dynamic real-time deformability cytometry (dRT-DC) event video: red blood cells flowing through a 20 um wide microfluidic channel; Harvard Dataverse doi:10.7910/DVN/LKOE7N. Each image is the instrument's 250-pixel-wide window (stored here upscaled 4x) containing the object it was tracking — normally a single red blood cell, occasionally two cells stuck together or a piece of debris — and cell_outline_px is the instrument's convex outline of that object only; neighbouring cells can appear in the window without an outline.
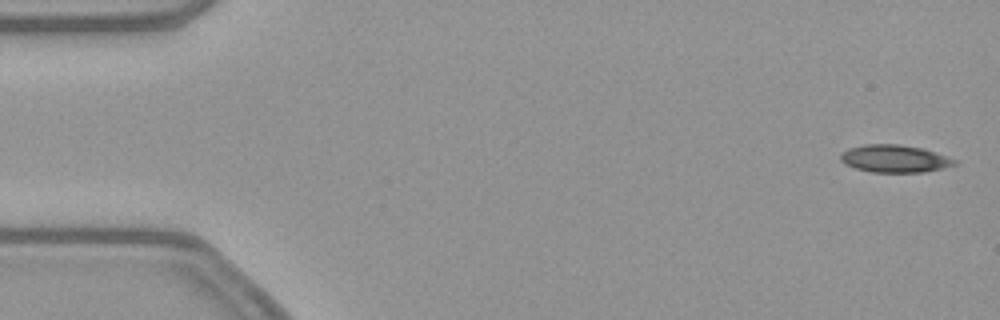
{"species": "common noctule bat (a hibernating species)", "species_latin": "Nyctalus noctula", "temperature_condition": "warm", "stored_images_in_passage": 53, "camera_frame_rate_fps": 3000, "um_per_image_px": 0.085, "animal": {"sex": "female", "body_mass_g": 21.9}, "frame": {"image": 1, "passage_image": 2, "time_ms": 0.333, "image_size_px": [1000, 320], "cell_outline_px": [[960, 164], [944, 168], [924, 172], [872, 172], [856, 168], [844, 164], [840, 160], [840, 152], [848, 148], [864, 144], [900, 144], [924, 148], [956, 160]], "centroid_in_image_um": [76.04, 13.48], "position_along_channel_um": 9.0, "area_um2": 18.5}}
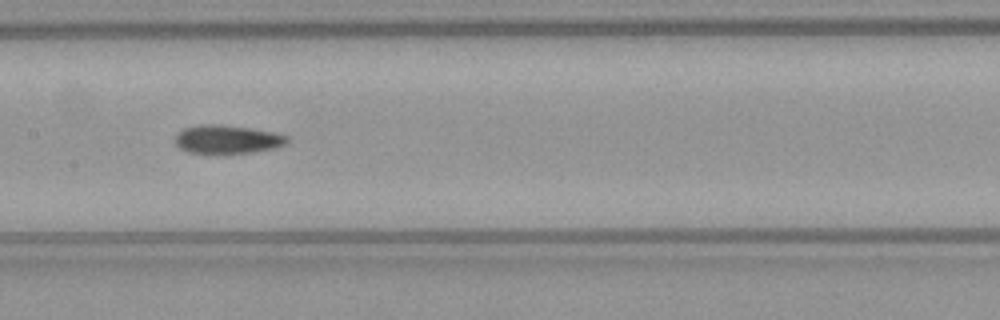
{"frame": {"image": 2, "passage_image": 26, "time_ms": 8.333, "image_size_px": [1000, 320], "cell_outline_px": [[288, 140], [284, 144], [276, 148], [252, 152], [188, 152], [180, 148], [176, 144], [176, 132], [184, 128], [196, 124], [220, 124], [252, 128], [272, 132], [288, 136]], "centroid_in_image_um": [19.3, 11.81], "position_along_channel_um": 188.1, "area_um2": 18.38}}
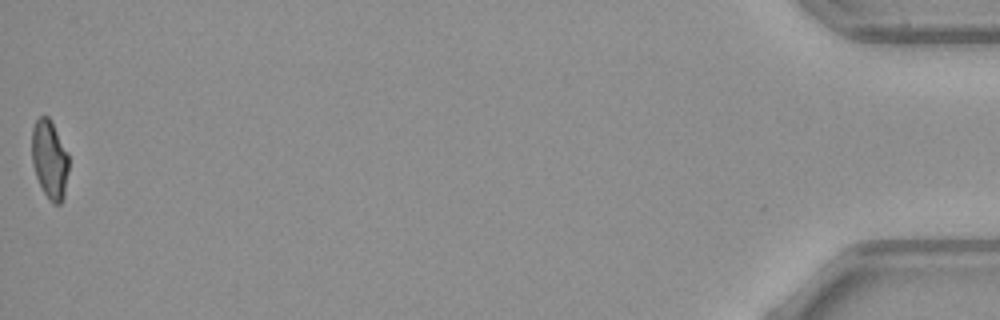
{"frame": {"image": 3, "passage_image": 53, "time_ms": 17.333, "image_size_px": [1000, 320], "cell_outline_px": [[68, 172], [64, 196], [60, 204], [52, 204], [48, 200], [36, 176], [32, 164], [32, 128], [36, 120], [40, 116], [48, 116], [52, 120], [68, 152]], "centroid_in_image_um": [4.22, 13.54], "position_along_channel_um": 431.0, "area_um2": 17.11}, "authors_computed_cell_mechanics": {"area_um2": 18.4382, "velocity_mm_per_s": 3.8915, "shape_relaxation_time_tau1_ms": 8.6475, "shape_relaxation_time_tau2_ms": 3.6646, "deformation_change_tau1": 0.2072, "deformation_change_tau2": 0.1129}}